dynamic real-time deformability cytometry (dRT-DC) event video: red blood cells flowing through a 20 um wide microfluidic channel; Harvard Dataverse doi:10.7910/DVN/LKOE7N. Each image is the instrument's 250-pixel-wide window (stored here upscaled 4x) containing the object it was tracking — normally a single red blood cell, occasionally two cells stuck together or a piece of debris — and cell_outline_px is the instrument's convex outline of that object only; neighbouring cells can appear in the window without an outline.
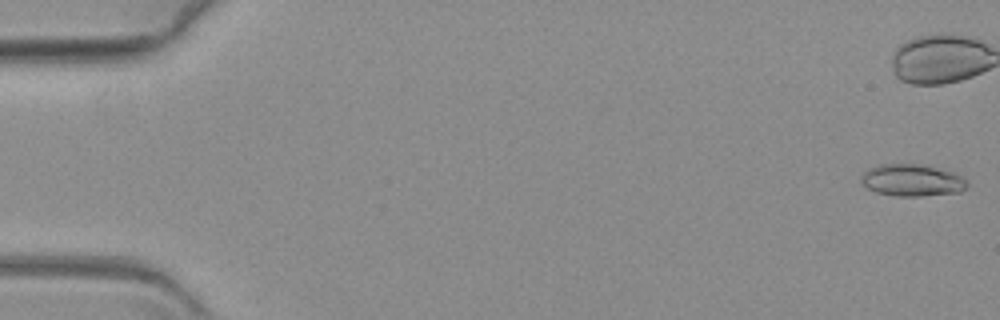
{"species": "common noctule bat (a hibernating species)", "species_latin": "Nyctalus noctula", "temperature_condition": "warm", "stored_images_in_passage": 63, "camera_frame_rate_fps": 3000, "um_per_image_px": 0.085, "animal": {"sex": "female", "body_mass_g": 19.3, "forearm_length_mm": 54.1}, "frame": {"image": 1, "passage_image": 1, "time_ms": 0.0, "image_size_px": [1000, 320], "cell_outline_px": [[968, 184], [960, 192], [920, 196], [896, 196], [876, 192], [868, 188], [860, 180], [860, 176], [868, 168], [880, 164], [920, 164], [952, 172], [960, 176]], "centroid_in_image_um": [77.48, 15.32], "position_along_channel_um": 7.5, "area_um2": 19.54}}